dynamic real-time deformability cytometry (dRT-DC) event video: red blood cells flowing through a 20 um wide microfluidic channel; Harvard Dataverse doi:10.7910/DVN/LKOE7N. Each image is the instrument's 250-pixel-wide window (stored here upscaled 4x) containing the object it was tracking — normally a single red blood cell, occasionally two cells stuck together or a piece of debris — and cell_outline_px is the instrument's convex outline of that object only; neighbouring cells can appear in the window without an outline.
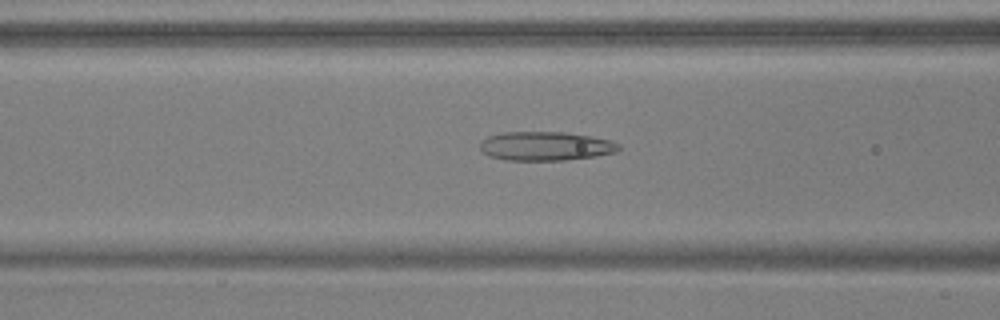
{"species": "common noctule bat (a hibernating species)", "species_latin": "Nyctalus noctula", "temperature_condition": "warm", "stored_images_in_passage": 53, "camera_frame_rate_fps": 3000, "um_per_image_px": 0.085, "animal": {"sex": "male", "body_mass_g": 17.9, "forearm_length_mm": 54.2}, "frame": {"image": 1, "passage_image": 21, "time_ms": 6.667, "image_size_px": [1000, 320], "cell_outline_px": [[620, 148], [616, 152], [596, 156], [564, 160], [504, 160], [488, 156], [480, 148], [480, 144], [488, 136], [500, 132], [564, 132], [588, 136], [608, 140], [620, 144]], "centroid_in_image_um": [46.35, 12.42], "position_along_channel_um": 120.2, "area_um2": 23.29}}
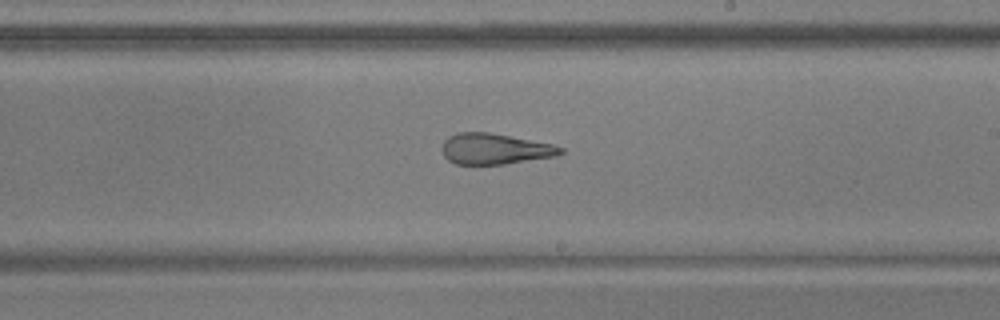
{"frame": {"image": 2, "passage_image": 31, "time_ms": 10.0, "image_size_px": [1000, 320], "cell_outline_px": [[564, 152], [556, 156], [504, 164], [456, 164], [448, 160], [444, 156], [440, 148], [444, 140], [448, 136], [456, 132], [488, 132], [552, 144], [564, 148]], "centroid_in_image_um": [42.02, 12.65], "position_along_channel_um": 247.0, "area_um2": 21.33}}
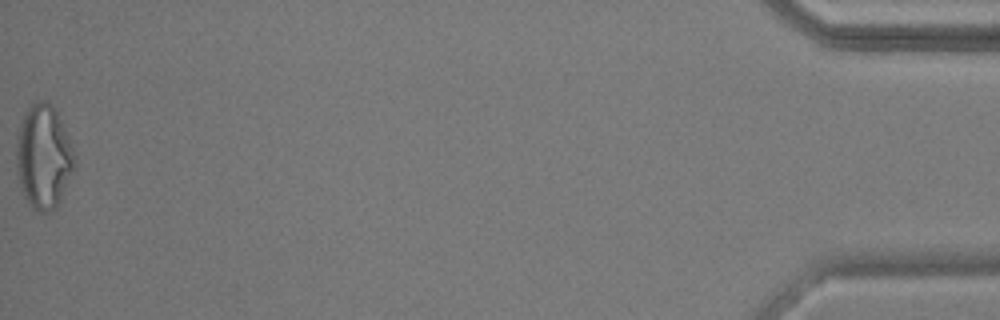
{"frame": {"image": 3, "passage_image": 53, "time_ms": 17.333, "image_size_px": [1000, 320], "cell_outline_px": [[76, 164], [60, 200], [56, 208], [52, 212], [40, 212], [28, 204], [24, 196], [16, 172], [16, 136], [20, 120], [24, 112], [32, 104], [44, 100], [48, 100], [56, 112], [72, 144], [76, 156]], "centroid_in_image_um": [3.69, 13.33], "position_along_channel_um": 431.5, "area_um2": 35.55}, "authors_computed_cell_mechanics": {"area_um2": 25.7788, "velocity_mm_per_s": 3.8101, "shape_relaxation_time_tau1_ms": null, "shape_relaxation_time_tau2_ms": 1.9618, "deformation_change_tau1": null, "deformation_change_tau2": 0.1213}}